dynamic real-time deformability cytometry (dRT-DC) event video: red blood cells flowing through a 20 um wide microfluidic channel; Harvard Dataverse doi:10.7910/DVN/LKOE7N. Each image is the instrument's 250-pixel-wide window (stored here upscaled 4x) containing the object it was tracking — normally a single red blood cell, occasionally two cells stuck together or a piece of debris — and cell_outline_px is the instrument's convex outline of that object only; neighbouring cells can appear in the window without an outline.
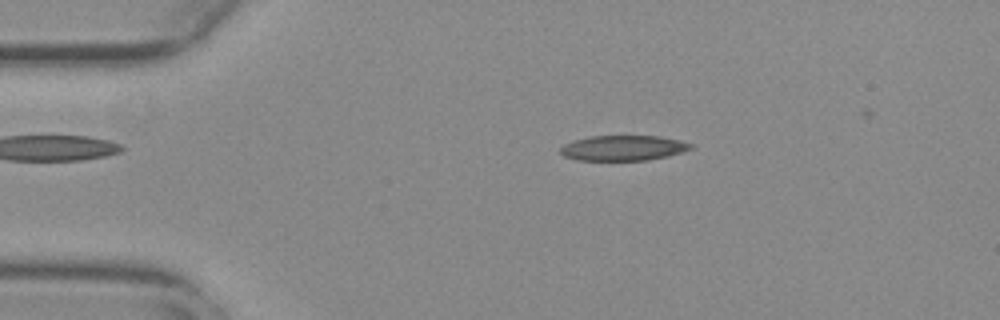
{"species": "common noctule bat (a hibernating species)", "species_latin": "Nyctalus noctula", "temperature_condition": "warm", "stored_images_in_passage": 52, "camera_frame_rate_fps": 3000, "um_per_image_px": 0.085, "animal": {"sex": "female", "body_mass_g": 29.2, "forearm_length_mm": 56.3}, "frame": {"image": 1, "passage_image": 8, "time_ms": 2.333, "image_size_px": [1000, 320], "cell_outline_px": [[696, 148], [668, 156], [648, 160], [580, 160], [564, 156], [560, 152], [560, 148], [564, 144], [576, 140], [592, 136], [660, 136], [680, 140], [696, 144]], "centroid_in_image_um": [53.07, 12.57], "position_along_channel_um": 31.9, "area_um2": 19.25}}
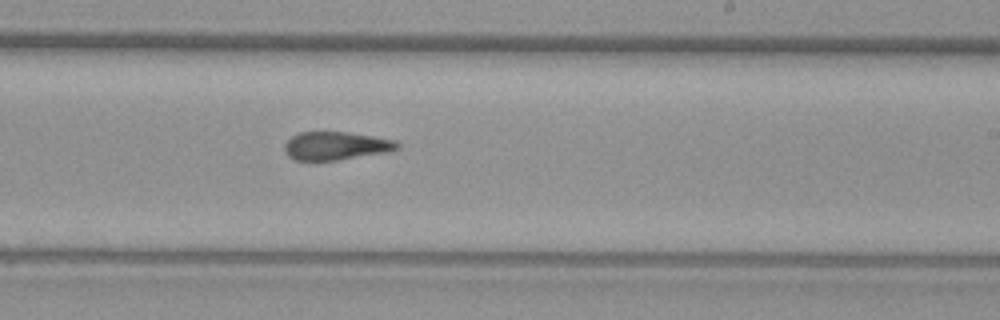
{"frame": {"image": 2, "passage_image": 30, "time_ms": 9.667, "image_size_px": [1000, 320], "cell_outline_px": [[400, 148], [388, 152], [340, 160], [296, 160], [288, 156], [284, 152], [284, 144], [292, 136], [300, 132], [348, 132], [396, 140], [400, 144]], "centroid_in_image_um": [28.57, 12.4], "position_along_channel_um": 260.4, "area_um2": 18.67}}
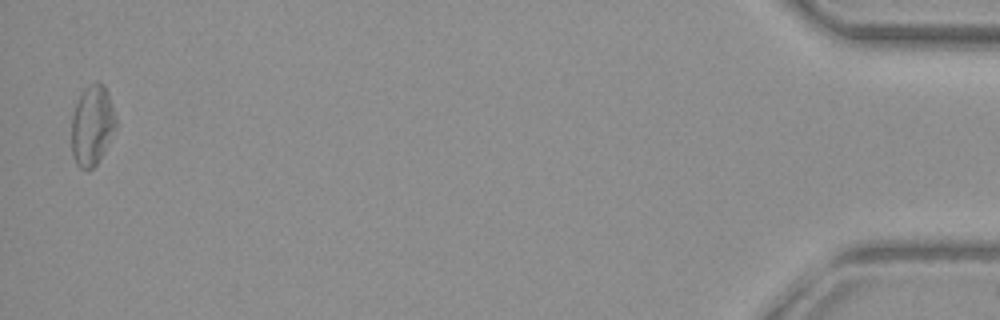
{"frame": {"image": 3, "passage_image": 51, "time_ms": 16.667, "image_size_px": [1000, 320], "cell_outline_px": [[116, 128], [96, 164], [88, 172], [80, 168], [76, 164], [72, 152], [72, 116], [76, 104], [84, 88], [88, 84], [96, 80], [100, 80], [104, 84], [108, 92], [116, 120]], "centroid_in_image_um": [7.83, 10.63], "position_along_channel_um": 427.4, "area_um2": 20.69}, "authors_computed_cell_mechanics": {"area_um2": 19.8832, "velocity_mm_per_s": 3.7671, "shape_relaxation_time_tau1_ms": null, "shape_relaxation_time_tau2_ms": 2.3066, "deformation_change_tau1": null, "deformation_change_tau2": 0.11}}